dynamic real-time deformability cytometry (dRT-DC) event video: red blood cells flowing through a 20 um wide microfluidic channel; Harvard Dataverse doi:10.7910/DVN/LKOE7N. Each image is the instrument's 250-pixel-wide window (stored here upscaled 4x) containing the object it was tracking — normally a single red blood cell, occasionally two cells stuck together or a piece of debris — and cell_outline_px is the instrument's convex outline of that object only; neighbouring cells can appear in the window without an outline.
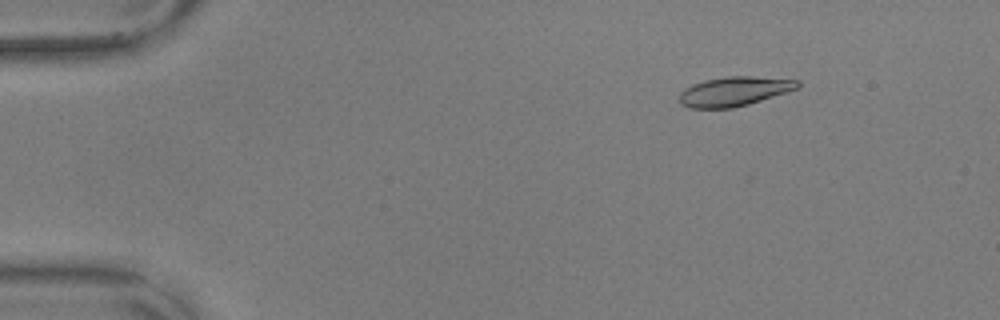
{"species": "common noctule bat (a hibernating species)", "species_latin": "Nyctalus noctula", "temperature_condition": "warm", "stored_images_in_passage": 56, "camera_frame_rate_fps": 3000, "um_per_image_px": 0.085, "animal": {"sex": "male", "body_mass_g": 17.9, "forearm_length_mm": 54.2}, "frame": {"image": 1, "passage_image": 8, "time_ms": 2.333, "image_size_px": [1000, 320], "cell_outline_px": [[800, 84], [796, 88], [788, 92], [748, 104], [732, 108], [688, 108], [680, 104], [680, 92], [684, 88], [692, 84], [704, 80], [728, 76], [752, 76], [800, 80]], "centroid_in_image_um": [62.39, 7.76], "position_along_channel_um": 22.6, "area_um2": 20.29}}
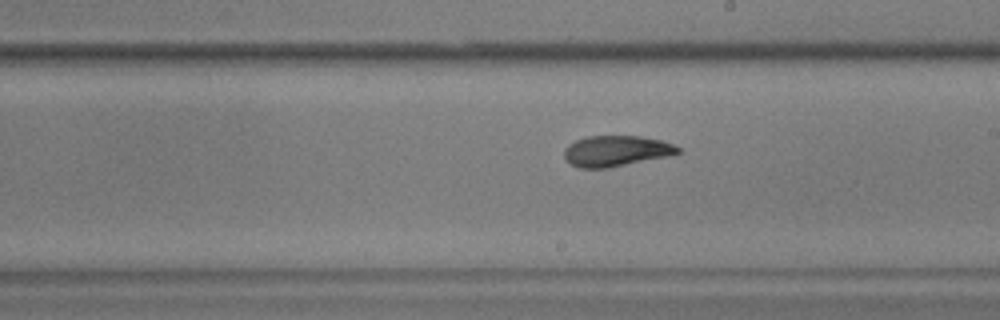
{"frame": {"image": 2, "passage_image": 33, "time_ms": 10.667, "image_size_px": [1000, 320], "cell_outline_px": [[680, 152], [668, 156], [608, 168], [580, 168], [564, 160], [564, 148], [568, 144], [576, 140], [588, 136], [640, 136], [660, 140], [672, 144], [680, 148]], "centroid_in_image_um": [52.33, 12.83], "position_along_channel_um": 236.7, "area_um2": 20.35}}
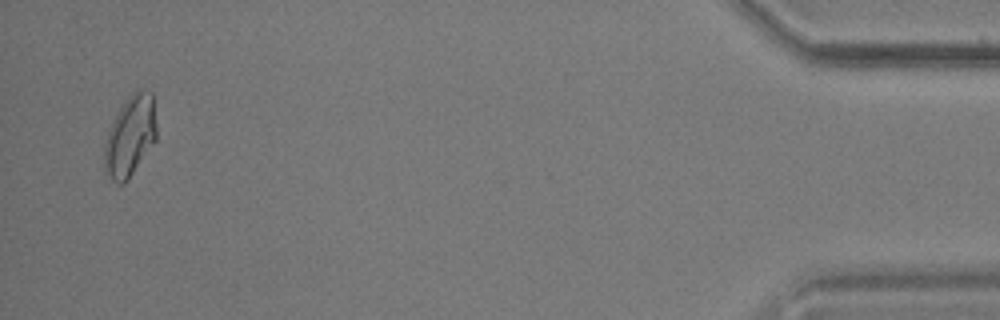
{"frame": {"image": 3, "passage_image": 55, "time_ms": 18.0, "image_size_px": [1000, 320], "cell_outline_px": [[156, 140], [128, 180], [124, 184], [116, 184], [104, 172], [104, 144], [108, 132], [120, 108], [128, 96], [136, 88], [144, 88], [152, 92], [156, 124]], "centroid_in_image_um": [11.07, 11.57], "position_along_channel_um": 424.1, "area_um2": 24.68}, "authors_computed_cell_mechanics": {"area_um2": 20.519, "velocity_mm_per_s": 3.6037, "shape_relaxation_time_tau1_ms": 7.6555, "shape_relaxation_time_tau2_ms": 1.953, "deformation_change_tau1": 0.2241, "deformation_change_tau2": 0.0784}}